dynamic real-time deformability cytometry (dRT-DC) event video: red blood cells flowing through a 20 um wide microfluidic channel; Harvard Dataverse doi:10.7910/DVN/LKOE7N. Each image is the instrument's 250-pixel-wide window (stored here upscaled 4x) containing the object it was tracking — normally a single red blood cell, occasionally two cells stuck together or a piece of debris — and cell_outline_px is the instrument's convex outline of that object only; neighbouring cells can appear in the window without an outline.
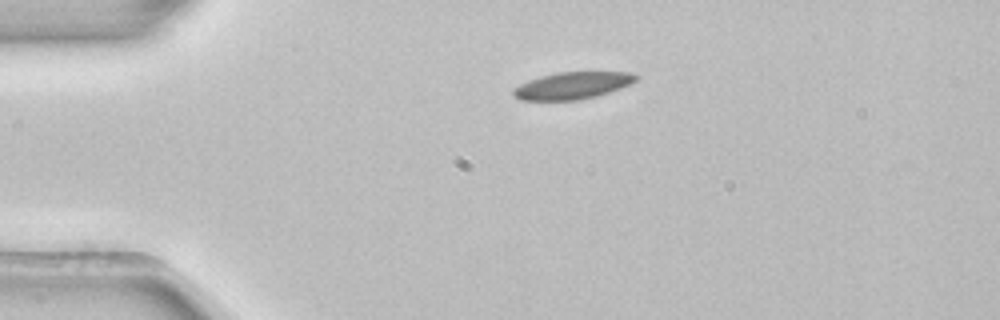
{"species": "common noctule bat (a hibernating species)", "species_latin": "Nyctalus noctula", "temperature_condition": "room temperature", "stored_images_in_passage": 2, "camera_frame_rate_fps": 3000, "um_per_image_px": 0.085, "animal": {"sex": "female", "body_mass_g": 22.7, "forearm_length_mm": 54.2}, "frame": {"image": 1, "passage_image": 1, "time_ms": 0.0, "image_size_px": [1000, 320], "cell_outline_px": [[640, 76], [636, 80], [620, 88], [596, 96], [576, 100], [520, 100], [512, 96], [512, 88], [528, 80], [540, 76], [556, 72], [632, 72]], "centroid_in_image_um": [48.61, 7.26], "position_along_channel_um": 36.4, "area_um2": 19.36}}